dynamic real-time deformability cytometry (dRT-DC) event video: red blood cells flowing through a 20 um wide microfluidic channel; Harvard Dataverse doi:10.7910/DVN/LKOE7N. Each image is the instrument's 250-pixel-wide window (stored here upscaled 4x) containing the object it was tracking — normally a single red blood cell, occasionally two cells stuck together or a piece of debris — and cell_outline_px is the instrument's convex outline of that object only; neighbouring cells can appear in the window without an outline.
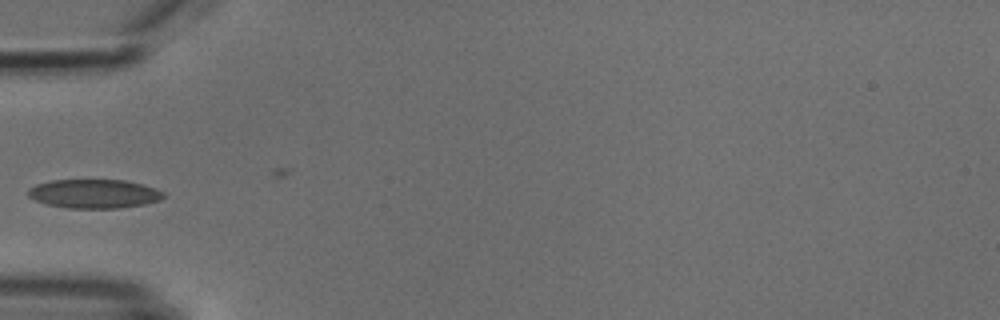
{"species": "common noctule bat (a hibernating species)", "species_latin": "Nyctalus noctula", "temperature_condition": "cold", "stored_images_in_passage": 6, "camera_frame_rate_fps": 3000, "um_per_image_px": 0.085, "animal": {"sex": "male", "body_mass_g": 18.8}, "frame": {"image": 1, "passage_image": 4, "time_ms": 4.667, "image_size_px": [1000, 320], "cell_outline_px": [[164, 196], [160, 200], [144, 204], [116, 208], [68, 208], [48, 204], [36, 200], [28, 196], [28, 188], [36, 184], [52, 180], [124, 180], [140, 184], [164, 192]], "centroid_in_image_um": [7.97, 16.46], "position_along_channel_um": 77.0, "area_um2": 22.54}}
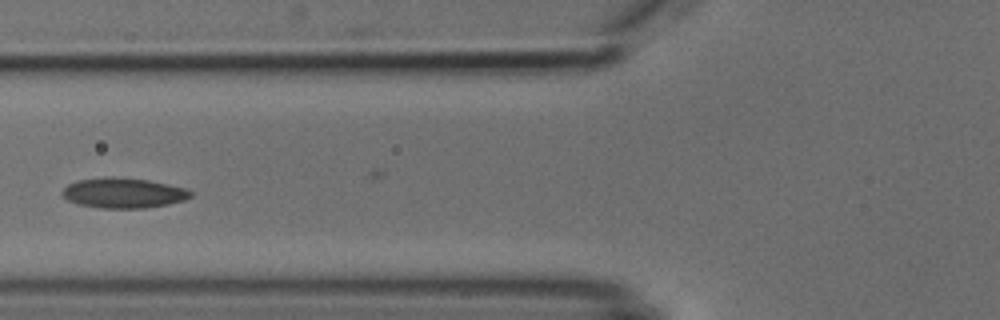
{"frame": {"image": 2, "passage_image": 5, "time_ms": 5.667, "image_size_px": [1000, 320], "cell_outline_px": [[192, 196], [184, 200], [168, 204], [144, 208], [100, 208], [80, 204], [68, 200], [60, 192], [68, 184], [76, 180], [108, 176], [112, 176], [148, 180], [168, 184], [184, 188], [192, 192]], "centroid_in_image_um": [10.47, 16.39], "position_along_channel_um": 115.3, "area_um2": 22.54}}
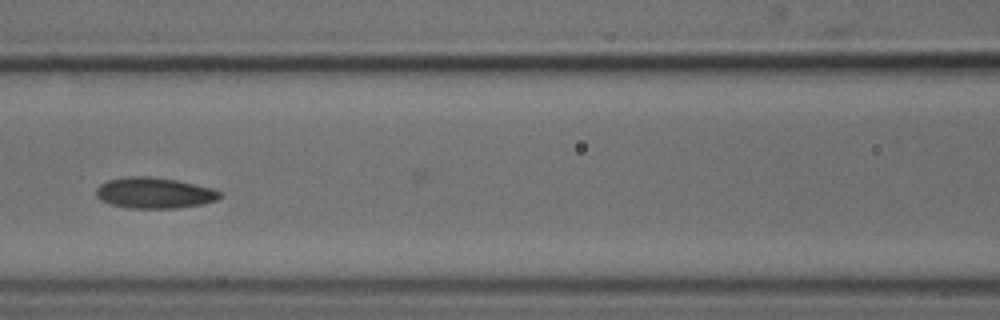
{"frame": {"image": 3, "passage_image": 6, "time_ms": 6.667, "image_size_px": [1000, 320], "cell_outline_px": [[220, 196], [216, 200], [200, 204], [176, 208], [128, 208], [112, 204], [100, 200], [96, 196], [96, 188], [100, 184], [108, 180], [128, 176], [152, 176], [176, 180], [212, 188], [220, 192]], "centroid_in_image_um": [13.07, 16.39], "position_along_channel_um": 153.5, "area_um2": 22.14}}